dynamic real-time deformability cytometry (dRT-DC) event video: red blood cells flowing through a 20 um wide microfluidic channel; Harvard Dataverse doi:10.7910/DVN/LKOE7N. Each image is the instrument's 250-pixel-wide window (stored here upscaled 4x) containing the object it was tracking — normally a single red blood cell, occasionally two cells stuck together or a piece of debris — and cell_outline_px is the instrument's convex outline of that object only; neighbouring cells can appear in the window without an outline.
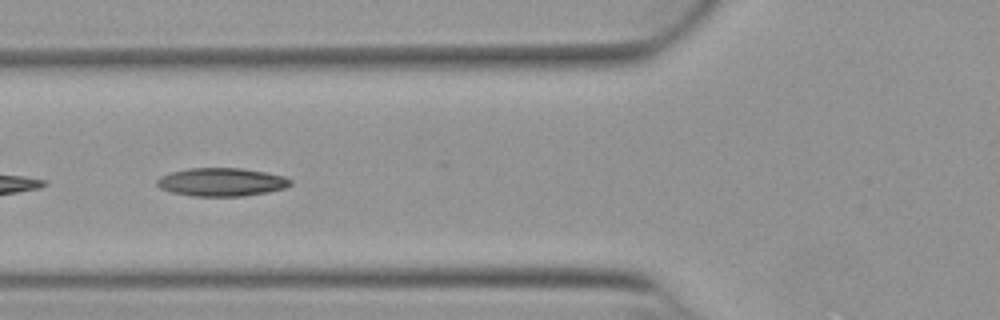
{"species": "Egyptian fruit bat (a non-hibernating species)", "species_latin": "Rousettus aegyptiacus", "temperature_condition": "warm", "stored_images_in_passage": 15, "camera_frame_rate_fps": 3000, "um_per_image_px": 0.085, "animal": {"sex": "female"}, "frame": {"image": 1, "passage_image": 11, "time_ms": 3.333, "image_size_px": [1000, 320], "cell_outline_px": [[292, 184], [284, 188], [268, 192], [244, 196], [192, 196], [172, 192], [160, 188], [156, 184], [156, 180], [160, 176], [172, 172], [188, 168], [244, 168], [284, 176], [292, 180]], "centroid_in_image_um": [18.83, 15.47], "position_along_channel_um": 107.0, "area_um2": 22.02}}